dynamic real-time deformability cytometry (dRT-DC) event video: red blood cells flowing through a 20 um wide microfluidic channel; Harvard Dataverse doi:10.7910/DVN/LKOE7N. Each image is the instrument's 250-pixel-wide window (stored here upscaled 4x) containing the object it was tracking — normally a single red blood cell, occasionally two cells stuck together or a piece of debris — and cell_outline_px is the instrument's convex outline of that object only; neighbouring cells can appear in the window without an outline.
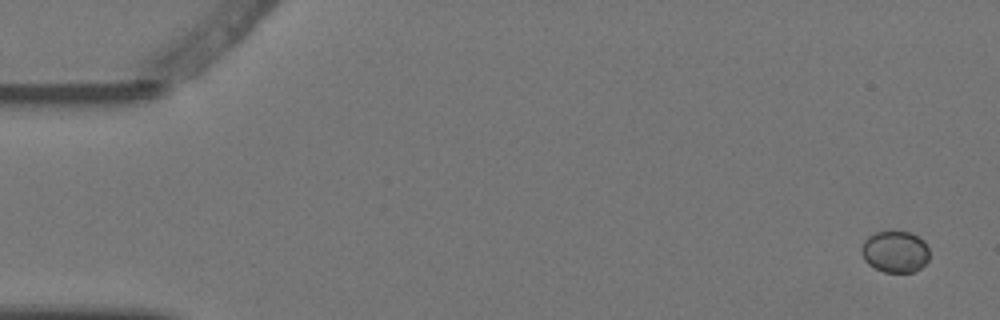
{"species": "Egyptian fruit bat (a non-hibernating species)", "species_latin": "Rousettus aegyptiacus", "temperature_condition": "warm", "stored_images_in_passage": 6, "camera_frame_rate_fps": 3000, "um_per_image_px": 0.085, "animal": {"sex": "female"}, "frame": {"image": 1, "passage_image": 1, "time_ms": 0.0, "image_size_px": [1000, 320], "cell_outline_px": [[928, 260], [920, 268], [912, 272], [884, 272], [868, 264], [864, 260], [860, 252], [860, 248], [864, 240], [868, 236], [876, 232], [912, 232], [924, 240], [928, 248]], "centroid_in_image_um": [76.06, 21.39], "position_along_channel_um": 8.9, "area_um2": 16.53}}
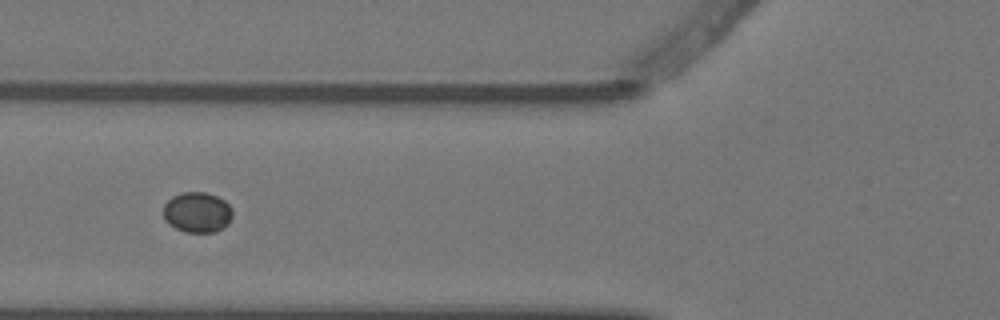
{"frame": {"image": 2, "passage_image": 5, "time_ms": 1.333, "image_size_px": [1000, 320], "cell_outline_px": [[232, 216], [228, 224], [224, 228], [216, 232], [184, 232], [168, 224], [164, 220], [164, 204], [172, 196], [184, 192], [204, 192], [216, 196], [224, 200], [232, 208]], "centroid_in_image_um": [16.77, 18.06], "position_along_channel_um": 109.0, "area_um2": 16.42}}
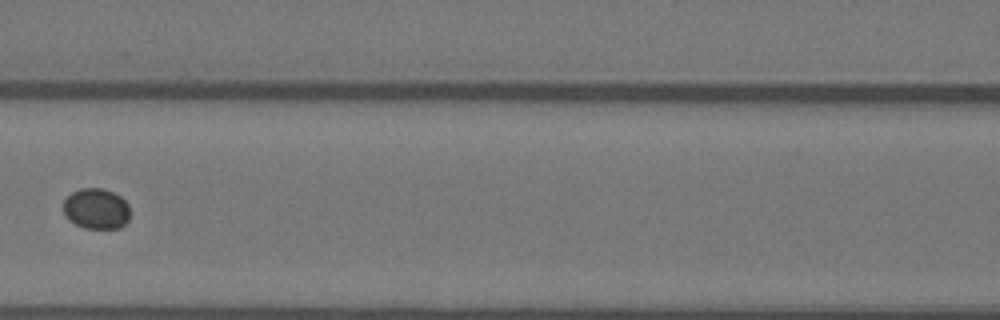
{"frame": {"image": 3, "passage_image": 6, "time_ms": 1.667, "image_size_px": [1000, 320], "cell_outline_px": [[128, 220], [120, 228], [84, 228], [76, 224], [64, 216], [64, 200], [72, 192], [80, 188], [104, 188], [120, 196], [128, 204]], "centroid_in_image_um": [8.17, 17.73], "position_along_channel_um": 158.4, "area_um2": 15.72}}